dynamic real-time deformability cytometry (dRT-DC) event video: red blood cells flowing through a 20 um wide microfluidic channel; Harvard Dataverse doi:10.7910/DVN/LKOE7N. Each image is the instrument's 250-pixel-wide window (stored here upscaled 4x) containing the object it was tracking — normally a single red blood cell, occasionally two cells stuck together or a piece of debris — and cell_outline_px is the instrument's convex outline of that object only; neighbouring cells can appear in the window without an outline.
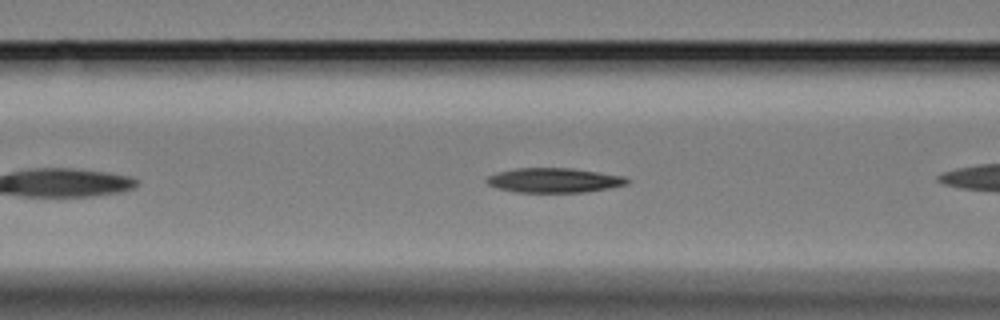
{"species": "Egyptian fruit bat (a non-hibernating species)", "species_latin": "Rousettus aegyptiacus", "temperature_condition": "cold", "stored_images_in_passage": 13, "camera_frame_rate_fps": 3000, "um_per_image_px": 0.085, "animal": {"sex": "female"}, "frame": {"image": 1, "passage_image": 3, "time_ms": 0.667, "image_size_px": [1000, 320], "cell_outline_px": [[632, 180], [628, 184], [608, 188], [584, 192], [516, 192], [496, 188], [488, 184], [484, 180], [488, 176], [496, 172], [516, 168], [572, 168], [624, 176]], "centroid_in_image_um": [47.08, 15.32], "position_along_channel_um": 119.5, "area_um2": 20.23}}
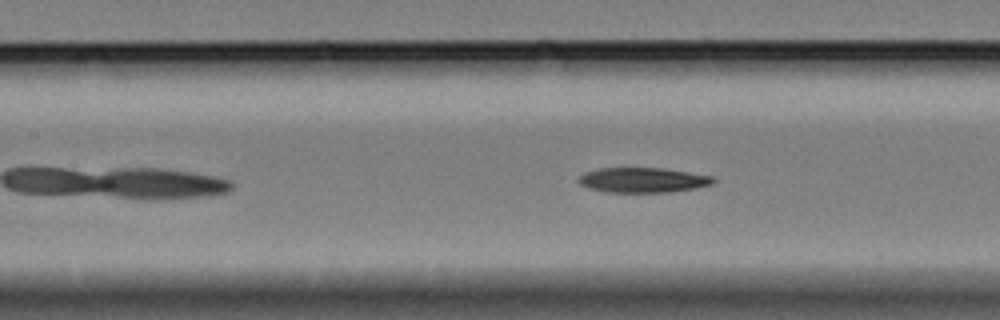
{"frame": {"image": 2, "passage_image": 6, "time_ms": 1.667, "image_size_px": [1000, 320], "cell_outline_px": [[716, 180], [712, 184], [696, 188], [668, 192], [604, 192], [588, 188], [580, 184], [576, 180], [580, 176], [588, 172], [600, 168], [664, 168], [712, 176]], "centroid_in_image_um": [54.64, 15.31], "position_along_channel_um": 152.8, "area_um2": 19.54}}
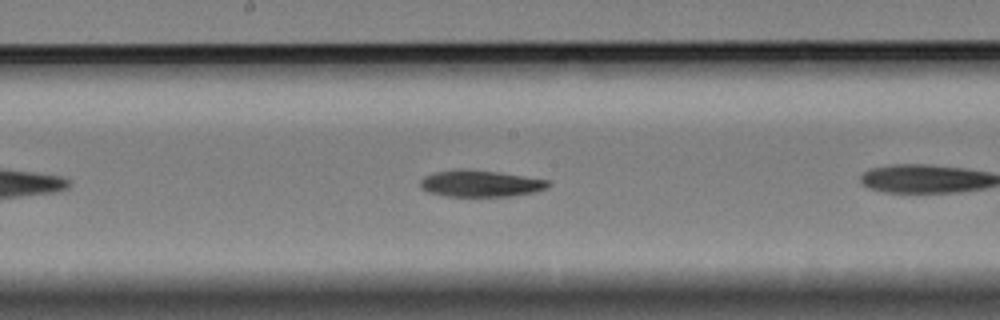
{"frame": {"image": 3, "passage_image": 11, "time_ms": 3.333, "image_size_px": [1000, 320], "cell_outline_px": [[552, 184], [548, 188], [532, 192], [508, 196], [444, 196], [428, 192], [420, 188], [420, 180], [424, 176], [432, 172], [456, 168], [468, 168], [500, 172], [548, 180]], "centroid_in_image_um": [40.78, 15.58], "position_along_channel_um": 207.4, "area_um2": 20.17}}